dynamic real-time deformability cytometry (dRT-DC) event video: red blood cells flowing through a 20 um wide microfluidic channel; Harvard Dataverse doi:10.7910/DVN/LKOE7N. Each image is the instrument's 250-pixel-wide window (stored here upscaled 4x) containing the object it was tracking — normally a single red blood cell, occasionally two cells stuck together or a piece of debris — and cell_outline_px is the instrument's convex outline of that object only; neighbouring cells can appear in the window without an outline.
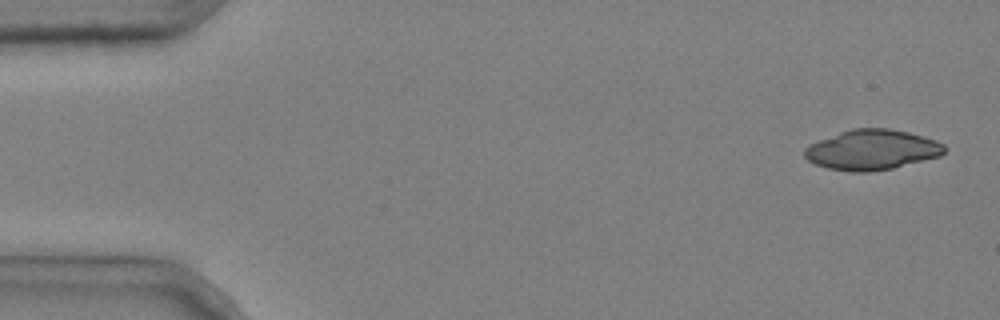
{"species": "common noctule bat (a hibernating species)", "species_latin": "Nyctalus noctula", "temperature_condition": "cold", "stored_images_in_passage": 7, "camera_frame_rate_fps": 3000, "um_per_image_px": 0.085, "animal": {"sex": "male", "body_mass_g": 20.4}, "frame": {"image": 1, "passage_image": 1, "time_ms": 0.0, "image_size_px": [1000, 320], "cell_outline_px": [[944, 152], [940, 156], [892, 168], [868, 172], [852, 172], [828, 168], [816, 164], [808, 160], [804, 156], [804, 148], [820, 140], [840, 132], [852, 128], [888, 128], [908, 132], [924, 136], [936, 140], [944, 144]], "centroid_in_image_um": [74.12, 12.73], "position_along_channel_um": 10.9, "area_um2": 32.48}}
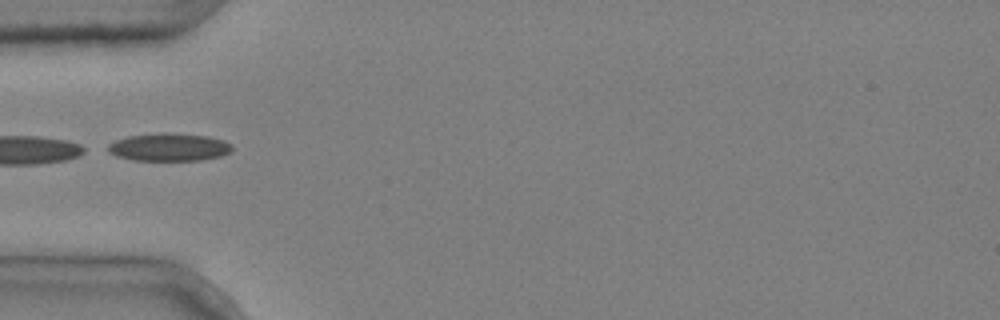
{"frame": {"image": 2, "passage_image": 4, "time_ms": 1.0, "image_size_px": [1000, 320], "cell_outline_px": [[232, 152], [220, 156], [200, 160], [132, 160], [116, 156], [108, 152], [108, 144], [116, 140], [128, 136], [164, 132], [208, 136], [224, 140], [232, 144]], "centroid_in_image_um": [14.38, 12.5], "position_along_channel_um": 70.6, "area_um2": 20.17}}